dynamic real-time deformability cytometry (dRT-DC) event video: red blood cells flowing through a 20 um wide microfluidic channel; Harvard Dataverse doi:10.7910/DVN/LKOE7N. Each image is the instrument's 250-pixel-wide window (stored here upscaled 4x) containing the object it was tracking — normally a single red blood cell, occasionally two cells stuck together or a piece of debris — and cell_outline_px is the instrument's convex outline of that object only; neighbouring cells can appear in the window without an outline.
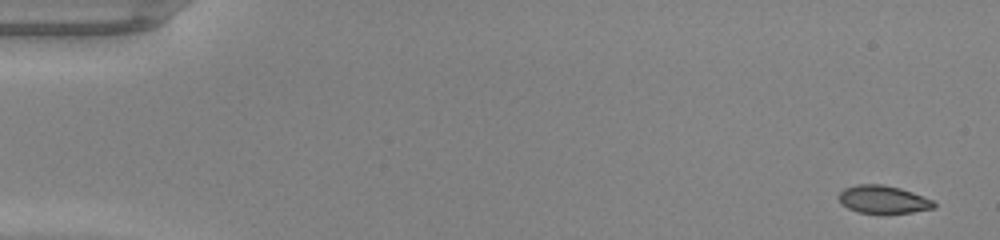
{"species": "common noctule bat (a hibernating species)", "species_latin": "Nyctalus noctula", "temperature_condition": "warm", "stored_images_in_passage": 47, "camera_frame_rate_fps": 3000, "um_per_image_px": 0.085, "animal": {"sex": "male", "body_mass_g": 20.0, "forearm_length_mm": 53.3}, "frame": {"image": 1, "passage_image": 1, "time_ms": 0.0, "image_size_px": [1000, 240], "cell_outline_px": [[936, 208], [912, 212], [884, 216], [880, 216], [856, 212], [840, 204], [836, 196], [844, 188], [856, 184], [884, 184], [900, 188], [912, 192], [932, 200], [936, 204]], "centroid_in_image_um": [75.02, 17.0], "position_along_channel_um": 10.0, "area_um2": 16.3}}
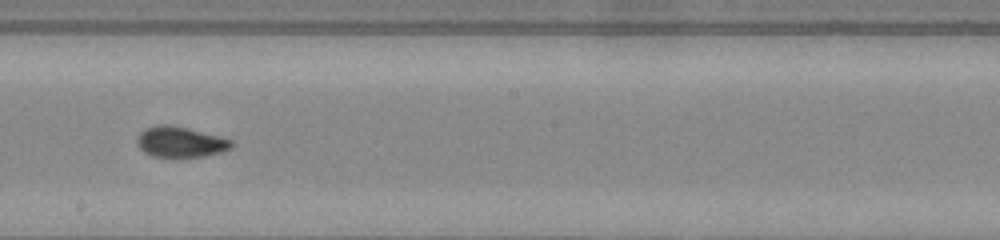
{"frame": {"image": 2, "passage_image": 27, "time_ms": 8.667, "image_size_px": [1000, 240], "cell_outline_px": [[232, 148], [220, 152], [204, 156], [152, 156], [144, 152], [136, 144], [136, 140], [140, 132], [144, 128], [156, 124], [172, 124], [220, 136], [232, 140]], "centroid_in_image_um": [15.3, 12.04], "position_along_channel_um": 232.9, "area_um2": 16.88}}
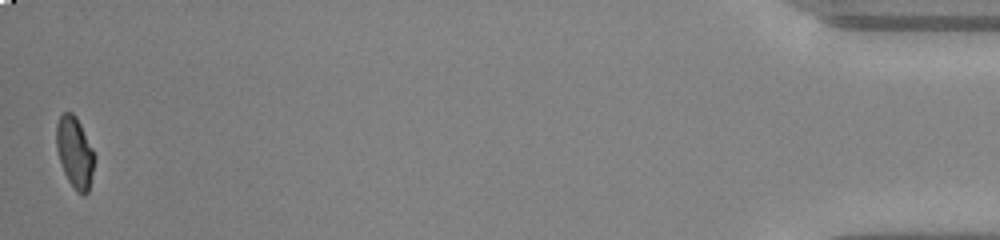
{"frame": {"image": 3, "passage_image": 47, "time_ms": 15.333, "image_size_px": [1000, 240], "cell_outline_px": [[96, 160], [88, 192], [84, 196], [76, 192], [68, 180], [64, 172], [56, 148], [56, 124], [60, 116], [64, 112], [72, 112], [76, 116], [96, 156]], "centroid_in_image_um": [6.37, 12.97], "position_along_channel_um": 428.8, "area_um2": 15.9}, "authors_computed_cell_mechanics": {"area_um2": 16.473, "velocity_mm_per_s": 4.2997, "shape_relaxation_time_tau1_ms": 6.4798, "shape_relaxation_time_tau2_ms": 0.6909, "deformation_change_tau1": 0.217, "deformation_change_tau2": 0.055}}